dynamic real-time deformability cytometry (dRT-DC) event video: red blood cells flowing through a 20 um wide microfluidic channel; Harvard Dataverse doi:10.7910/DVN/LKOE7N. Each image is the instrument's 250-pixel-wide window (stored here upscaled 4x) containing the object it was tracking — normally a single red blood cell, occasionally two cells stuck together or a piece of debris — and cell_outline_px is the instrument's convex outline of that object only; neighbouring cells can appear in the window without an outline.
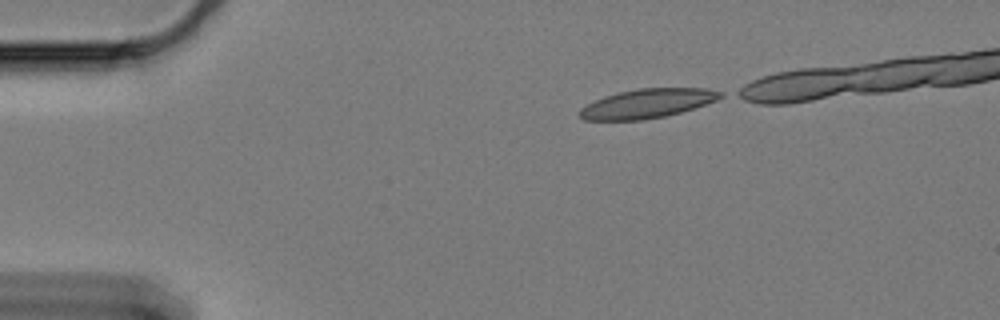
{"species": "Egyptian fruit bat (a non-hibernating species)", "species_latin": "Rousettus aegyptiacus", "temperature_condition": "cold", "stored_images_in_passage": 11, "camera_frame_rate_fps": 3000, "um_per_image_px": 0.085, "animal": {"sex": "female"}, "frame": {"image": 1, "passage_image": 1, "time_ms": 0.0, "image_size_px": [1000, 320], "cell_outline_px": [[724, 96], [716, 100], [680, 112], [664, 116], [644, 120], [584, 120], [580, 116], [580, 108], [604, 96], [620, 92], [640, 88], [708, 88], [724, 92]], "centroid_in_image_um": [55.04, 8.79], "position_along_channel_um": 30.0, "area_um2": 23.7}}
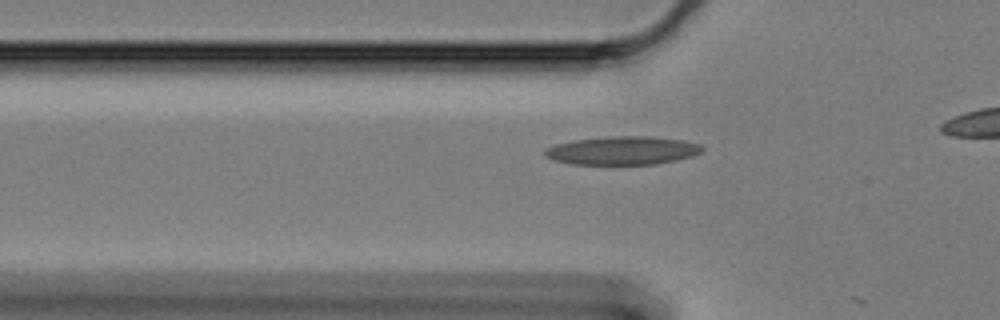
{"frame": {"image": 2, "passage_image": 10, "time_ms": 3.0, "image_size_px": [1000, 320], "cell_outline_px": [[704, 152], [692, 156], [676, 160], [656, 164], [572, 164], [556, 160], [544, 156], [544, 148], [556, 144], [572, 140], [612, 136], [652, 136], [684, 140], [700, 144], [704, 148]], "centroid_in_image_um": [52.94, 12.79], "position_along_channel_um": 72.9, "area_um2": 26.18}}